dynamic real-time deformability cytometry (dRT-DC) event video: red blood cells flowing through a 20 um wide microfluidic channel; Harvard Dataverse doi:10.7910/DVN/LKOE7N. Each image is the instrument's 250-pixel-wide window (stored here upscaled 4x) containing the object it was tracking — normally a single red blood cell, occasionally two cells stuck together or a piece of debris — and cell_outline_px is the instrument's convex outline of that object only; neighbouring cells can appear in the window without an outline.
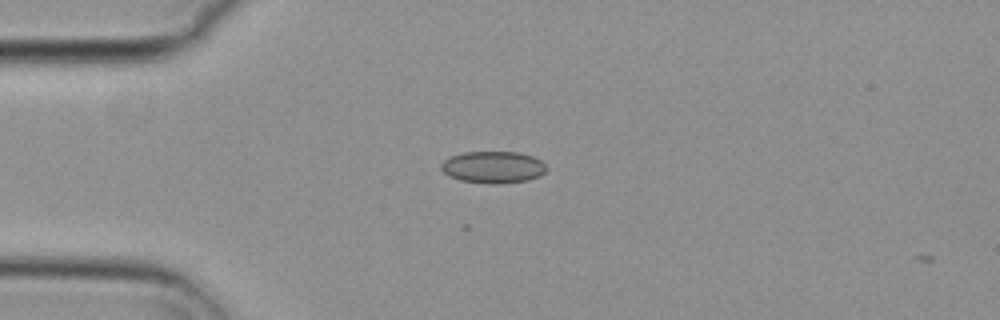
{"species": "common noctule bat (a hibernating species)", "species_latin": "Nyctalus noctula", "temperature_condition": "cold", "stored_images_in_passage": 4, "camera_frame_rate_fps": 3000, "um_per_image_px": 0.085, "animal": {"sex": "female", "body_mass_g": 29.2, "forearm_length_mm": 56.3}, "frame": {"image": 1, "passage_image": 2, "time_ms": 0.333, "image_size_px": [1000, 320], "cell_outline_px": [[548, 168], [540, 176], [528, 180], [496, 184], [488, 184], [460, 180], [448, 176], [440, 168], [440, 164], [444, 160], [452, 156], [464, 152], [520, 152], [532, 156], [540, 160]], "centroid_in_image_um": [41.91, 14.21], "position_along_channel_um": 43.1, "area_um2": 19.65}}